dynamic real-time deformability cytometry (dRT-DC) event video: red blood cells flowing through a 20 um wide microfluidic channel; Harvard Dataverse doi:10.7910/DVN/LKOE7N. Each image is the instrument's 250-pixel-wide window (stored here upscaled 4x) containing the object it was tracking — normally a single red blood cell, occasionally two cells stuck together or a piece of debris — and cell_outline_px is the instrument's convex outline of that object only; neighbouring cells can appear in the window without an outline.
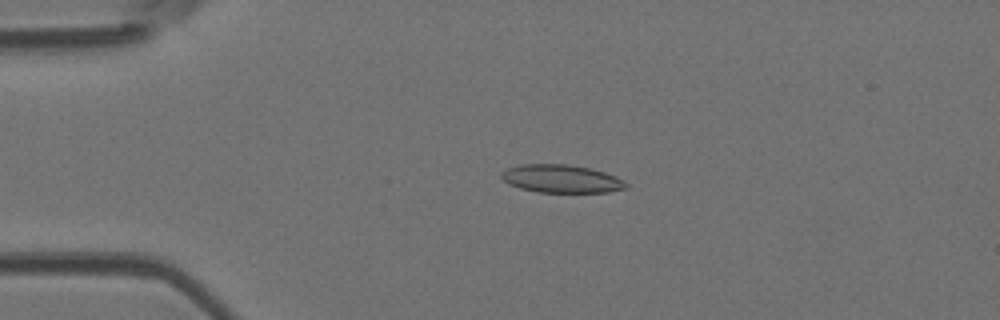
{"species": "Egyptian fruit bat (a non-hibernating species)", "species_latin": "Rousettus aegyptiacus", "temperature_condition": "room temperature", "stored_images_in_passage": 4, "camera_frame_rate_fps": 3000, "um_per_image_px": 0.085, "animal": {"sex": "female"}, "frame": {"image": 1, "passage_image": 3, "time_ms": 2.333, "image_size_px": [1000, 320], "cell_outline_px": [[628, 188], [608, 192], [536, 192], [520, 188], [508, 184], [500, 176], [500, 172], [508, 168], [520, 164], [568, 164], [592, 168], [616, 176], [624, 180], [628, 184]], "centroid_in_image_um": [47.72, 15.19], "position_along_channel_um": 37.3, "area_um2": 20.58}}